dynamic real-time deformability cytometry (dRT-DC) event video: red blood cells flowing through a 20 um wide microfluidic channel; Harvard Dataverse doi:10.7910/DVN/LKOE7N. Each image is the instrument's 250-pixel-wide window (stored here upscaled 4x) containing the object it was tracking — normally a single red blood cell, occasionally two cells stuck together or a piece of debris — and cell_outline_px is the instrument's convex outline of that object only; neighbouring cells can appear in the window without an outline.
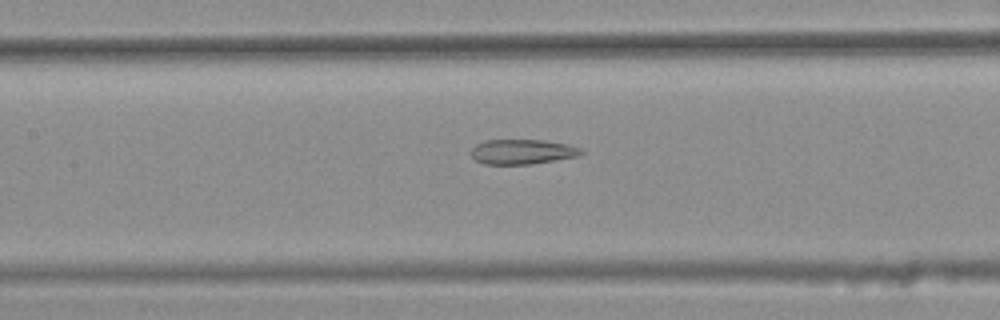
{"species": "common noctule bat (a hibernating species)", "species_latin": "Nyctalus noctula", "temperature_condition": "warm", "stored_images_in_passage": 48, "segment_of_instrument_passage": [2, 2], "camera_frame_rate_fps": 3000, "um_per_image_px": 0.085, "animal": {"sex": "female", "body_mass_g": 25.1}, "frame": {"image": 1, "passage_image": 25, "time_ms": 8.0, "image_size_px": [1000, 320], "cell_outline_px": [[584, 152], [576, 156], [532, 164], [484, 164], [476, 160], [472, 156], [472, 148], [476, 144], [484, 140], [544, 140], [568, 144], [580, 148]], "centroid_in_image_um": [44.38, 12.89], "position_along_channel_um": 163.0, "area_um2": 15.84}}
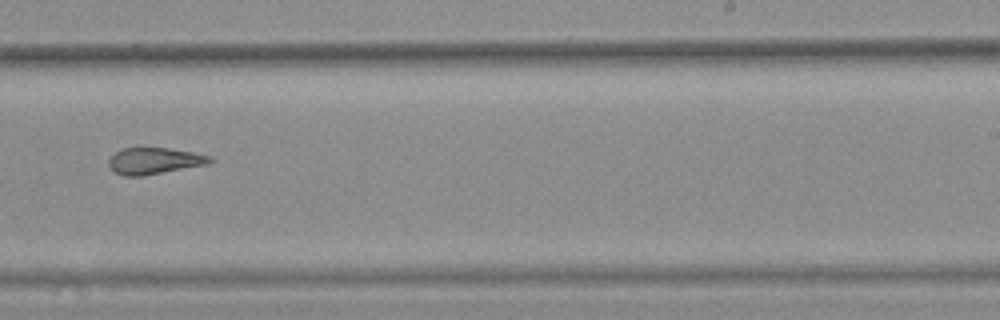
{"frame": {"image": 2, "passage_image": 34, "time_ms": 11.0, "image_size_px": [1000, 320], "cell_outline_px": [[216, 160], [208, 164], [144, 176], [124, 176], [112, 172], [108, 164], [108, 160], [116, 152], [124, 148], [168, 148], [192, 152], [212, 156]], "centroid_in_image_um": [13.13, 13.69], "position_along_channel_um": 275.9, "area_um2": 15.78}}
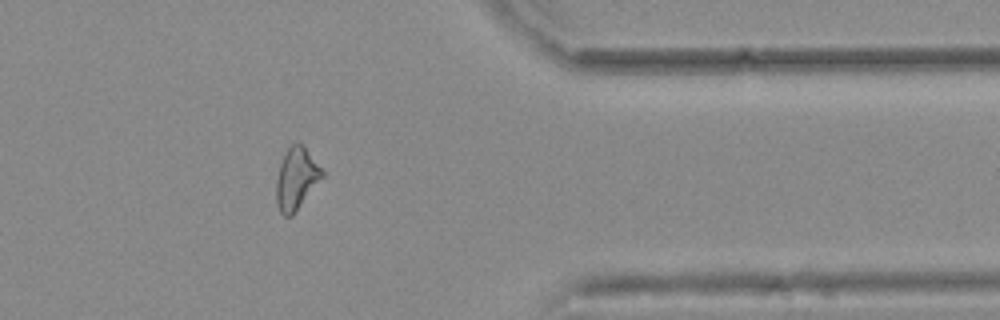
{"frame": {"image": 3, "passage_image": 44, "time_ms": 14.333, "image_size_px": [1000, 320], "cell_outline_px": [[324, 176], [292, 216], [284, 216], [280, 212], [276, 200], [276, 180], [280, 164], [284, 152], [296, 140], [300, 140], [304, 144], [324, 172]], "centroid_in_image_um": [25.19, 15.13], "position_along_channel_um": 386.2, "area_um2": 16.76}}